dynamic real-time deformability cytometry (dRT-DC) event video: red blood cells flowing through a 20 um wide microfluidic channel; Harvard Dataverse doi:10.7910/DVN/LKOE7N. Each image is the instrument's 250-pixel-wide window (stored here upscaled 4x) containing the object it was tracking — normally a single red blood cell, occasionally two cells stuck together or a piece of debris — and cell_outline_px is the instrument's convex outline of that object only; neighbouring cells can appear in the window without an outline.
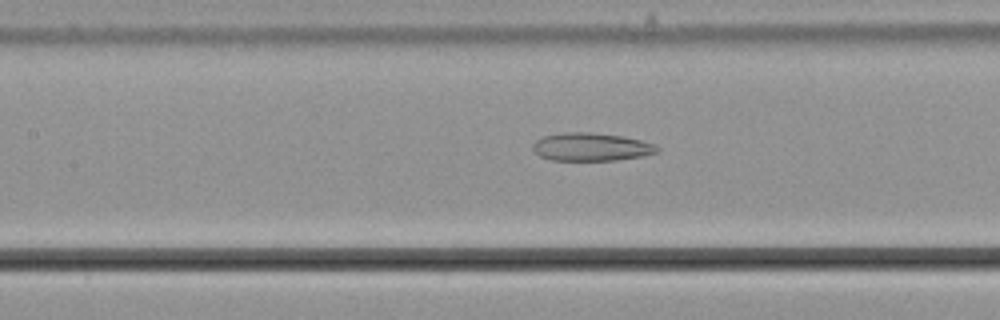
{"species": "common noctule bat (a hibernating species)", "species_latin": "Nyctalus noctula", "temperature_condition": "cold", "stored_images_in_passage": 30, "camera_frame_rate_fps": 3000, "um_per_image_px": 0.085, "animal": {"sex": "male", "body_mass_g": 21.5, "forearm_length_mm": 52.0}, "frame": {"image": 1, "passage_image": 10, "time_ms": 3.0, "image_size_px": [1000, 320], "cell_outline_px": [[660, 148], [656, 152], [644, 156], [616, 160], [552, 160], [540, 156], [532, 148], [532, 144], [536, 140], [544, 136], [564, 132], [592, 132], [624, 136], [656, 144]], "centroid_in_image_um": [50.27, 12.48], "position_along_channel_um": 157.1, "area_um2": 20.4}}
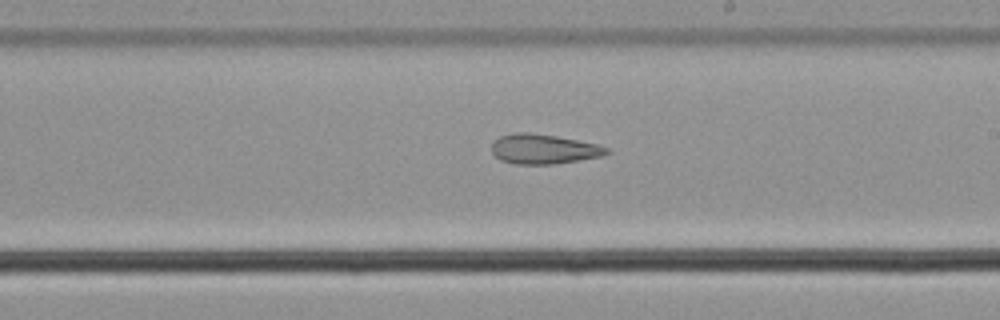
{"frame": {"image": 2, "passage_image": 17, "time_ms": 5.333, "image_size_px": [1000, 320], "cell_outline_px": [[612, 152], [600, 156], [552, 164], [512, 164], [500, 160], [492, 152], [492, 144], [500, 136], [512, 132], [528, 132], [556, 136], [596, 144], [608, 148]], "centroid_in_image_um": [46.17, 12.66], "position_along_channel_um": 242.8, "area_um2": 19.77}}
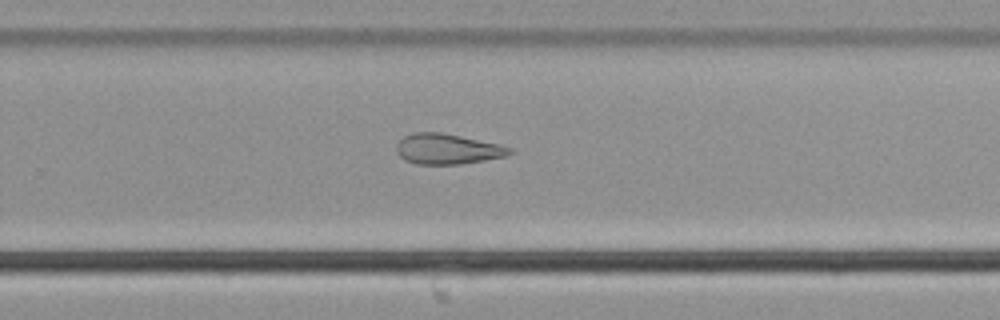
{"frame": {"image": 3, "passage_image": 21, "time_ms": 6.667, "image_size_px": [1000, 320], "cell_outline_px": [[512, 152], [504, 156], [484, 160], [460, 164], [416, 164], [404, 160], [396, 152], [396, 144], [404, 136], [412, 132], [440, 132], [500, 144], [512, 148]], "centroid_in_image_um": [37.99, 12.66], "position_along_channel_um": 291.8, "area_um2": 20.0}}